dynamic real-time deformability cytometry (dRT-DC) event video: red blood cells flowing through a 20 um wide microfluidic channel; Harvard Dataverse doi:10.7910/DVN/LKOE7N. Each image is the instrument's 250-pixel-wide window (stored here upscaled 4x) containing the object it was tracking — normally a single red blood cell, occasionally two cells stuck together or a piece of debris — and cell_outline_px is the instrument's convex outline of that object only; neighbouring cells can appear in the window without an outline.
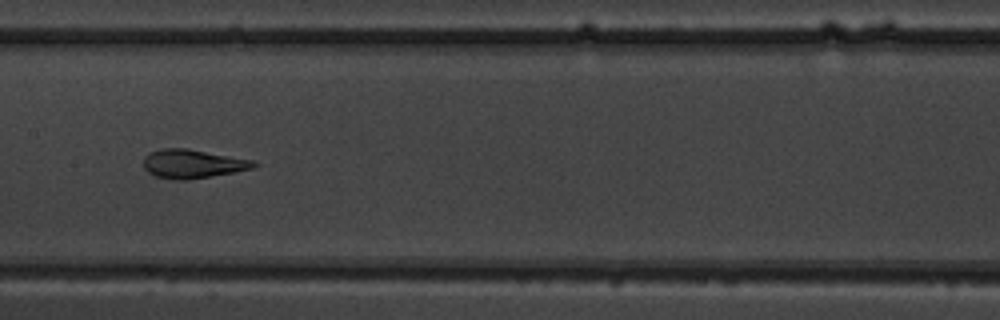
{"species": "common noctule bat (a hibernating species)", "species_latin": "Nyctalus noctula", "temperature_condition": "warm", "stored_images_in_passage": 7, "camera_frame_rate_fps": 3000, "um_per_image_px": 0.085, "animal": {"sex": "male", "body_mass_g": 19.5, "forearm_length_mm": 54.6}, "frame": {"image": 1, "passage_image": 7, "time_ms": 7.667, "image_size_px": [1000, 320], "cell_outline_px": [[260, 164], [252, 168], [232, 172], [188, 180], [176, 180], [156, 176], [148, 172], [144, 168], [144, 156], [148, 152], [160, 148], [188, 148], [252, 160]], "centroid_in_image_um": [16.33, 13.91], "position_along_channel_um": 191.1, "area_um2": 18.44}}